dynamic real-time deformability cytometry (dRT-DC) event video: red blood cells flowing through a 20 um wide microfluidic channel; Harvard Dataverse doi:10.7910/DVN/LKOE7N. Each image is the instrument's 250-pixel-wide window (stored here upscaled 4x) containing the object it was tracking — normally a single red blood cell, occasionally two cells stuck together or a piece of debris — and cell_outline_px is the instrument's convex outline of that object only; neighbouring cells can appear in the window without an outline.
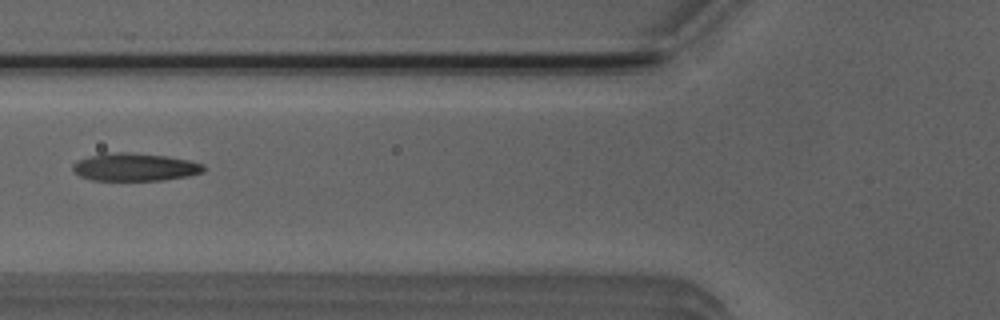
{"species": "Egyptian fruit bat (a non-hibernating species)", "species_latin": "Rousettus aegyptiacus", "temperature_condition": "room temperature", "stored_images_in_passage": 5, "camera_frame_rate_fps": 3000, "um_per_image_px": 0.085, "animal": {"sex": "male"}, "frame": {"image": 1, "passage_image": 5, "time_ms": 4.667, "image_size_px": [1000, 320], "cell_outline_px": [[204, 172], [188, 176], [164, 180], [92, 180], [80, 176], [72, 168], [72, 164], [76, 160], [92, 156], [116, 152], [128, 152], [164, 156], [188, 160], [204, 164]], "centroid_in_image_um": [11.47, 14.21], "position_along_channel_um": 114.3, "area_um2": 20.98}}